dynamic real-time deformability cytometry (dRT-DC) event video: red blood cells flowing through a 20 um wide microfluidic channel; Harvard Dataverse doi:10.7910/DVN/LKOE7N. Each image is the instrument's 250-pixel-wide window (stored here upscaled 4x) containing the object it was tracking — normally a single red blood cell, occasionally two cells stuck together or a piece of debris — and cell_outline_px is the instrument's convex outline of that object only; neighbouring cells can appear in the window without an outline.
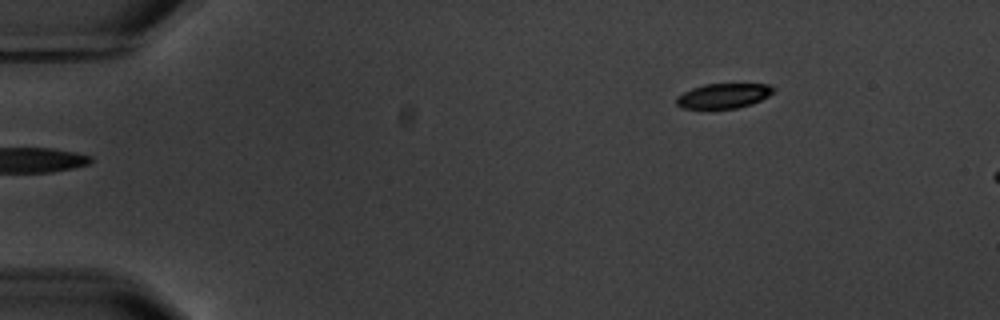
{"species": "common noctule bat (a hibernating species)", "species_latin": "Nyctalus noctula", "temperature_condition": "warm", "stored_images_in_passage": 6, "segment_of_instrument_passage": [2, 2], "camera_frame_rate_fps": 3000, "um_per_image_px": 0.085, "animal": {"sex": "male", "body_mass_g": 20.1, "forearm_length_mm": 53.5}, "frame": {"image": 1, "passage_image": 6, "time_ms": 5.667, "image_size_px": [1000, 320], "cell_outline_px": [[776, 88], [768, 96], [752, 104], [736, 108], [708, 112], [684, 108], [676, 104], [676, 96], [692, 88], [704, 84], [768, 84]], "centroid_in_image_um": [61.43, 8.19], "position_along_channel_um": 23.6, "area_um2": 14.68}}